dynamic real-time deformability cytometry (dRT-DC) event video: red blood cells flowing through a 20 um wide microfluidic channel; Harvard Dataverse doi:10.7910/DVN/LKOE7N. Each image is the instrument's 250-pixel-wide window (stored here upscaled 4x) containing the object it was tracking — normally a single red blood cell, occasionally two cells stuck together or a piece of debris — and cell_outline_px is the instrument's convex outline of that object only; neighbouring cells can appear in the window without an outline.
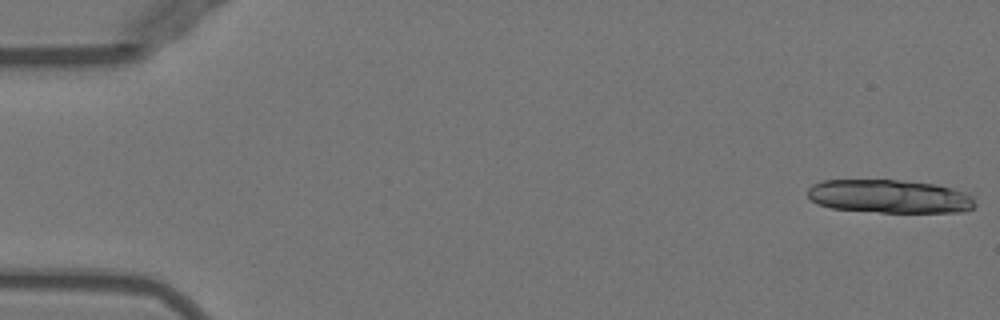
{"species": "Egyptian fruit bat (a non-hibernating species)", "species_latin": "Rousettus aegyptiacus", "temperature_condition": "warm", "stored_images_in_passage": 15, "camera_frame_rate_fps": 3000, "um_per_image_px": 0.085, "animal": {"sex": "female"}, "frame": {"image": 1, "passage_image": 1, "time_ms": 0.0, "image_size_px": [1000, 320], "cell_outline_px": [[976, 204], [972, 208], [964, 212], [880, 212], [832, 208], [816, 204], [808, 196], [808, 188], [812, 184], [820, 180], [900, 180], [936, 184], [968, 192], [976, 200]], "centroid_in_image_um": [75.63, 16.69], "position_along_channel_um": 9.4, "area_um2": 32.89}}